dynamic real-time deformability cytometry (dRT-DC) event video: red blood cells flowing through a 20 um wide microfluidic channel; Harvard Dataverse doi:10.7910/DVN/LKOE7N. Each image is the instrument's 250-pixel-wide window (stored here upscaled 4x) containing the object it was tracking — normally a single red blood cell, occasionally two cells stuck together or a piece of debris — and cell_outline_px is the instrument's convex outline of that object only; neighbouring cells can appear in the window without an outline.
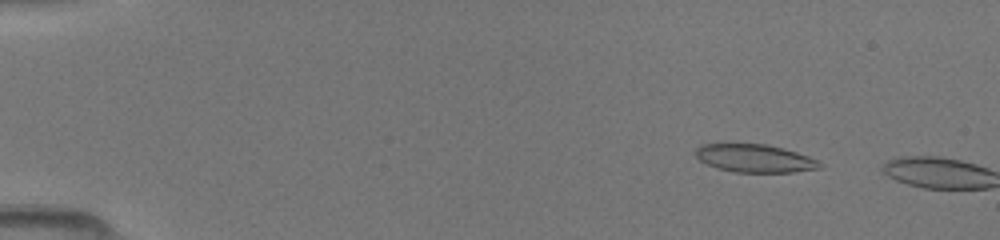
{"species": "common noctule bat (a hibernating species)", "species_latin": "Nyctalus noctula", "temperature_condition": "room temperature", "stored_images_in_passage": 8, "camera_frame_rate_fps": 3000, "um_per_image_px": 0.085, "animal": {"sex": "female", "body_mass_g": 19.5, "forearm_length_mm": 54.1}, "frame": {"image": 1, "passage_image": 7, "time_ms": 2.0, "image_size_px": [1000, 240], "cell_outline_px": [[824, 164], [820, 168], [792, 172], [732, 172], [716, 168], [700, 160], [696, 156], [696, 148], [700, 144], [768, 144], [796, 152], [808, 156]], "centroid_in_image_um": [64.15, 13.46], "position_along_channel_um": 20.9, "area_um2": 20.17}}